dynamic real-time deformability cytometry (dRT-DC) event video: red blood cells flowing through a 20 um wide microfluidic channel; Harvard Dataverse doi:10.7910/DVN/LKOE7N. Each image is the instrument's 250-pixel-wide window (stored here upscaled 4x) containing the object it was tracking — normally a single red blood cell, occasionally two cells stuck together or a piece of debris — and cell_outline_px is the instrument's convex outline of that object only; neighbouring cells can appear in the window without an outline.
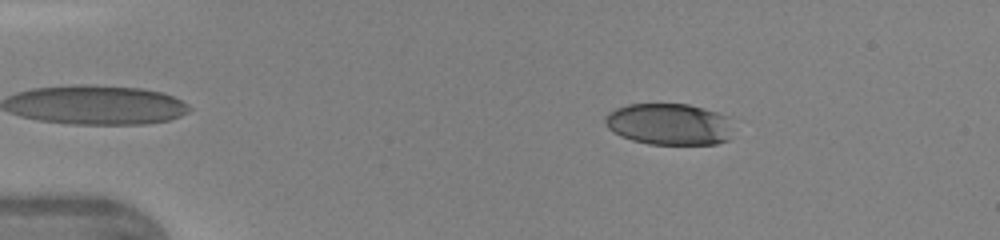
{"species": "human", "species_latin": "Homo sapiens", "temperature_condition": "warm", "stored_images_in_passage": 43, "camera_frame_rate_fps": 3000, "um_per_image_px": 0.085, "donor": {"sex": "female"}, "frame": {"image": 1, "passage_image": 6, "time_ms": 1.667, "image_size_px": [1000, 240], "cell_outline_px": [[728, 140], [716, 144], [648, 144], [632, 140], [620, 136], [612, 132], [604, 124], [604, 116], [608, 112], [616, 108], [628, 104], [688, 104], [704, 108], [728, 116]], "centroid_in_image_um": [56.79, 10.55], "position_along_channel_um": 28.2, "area_um2": 30.98}}
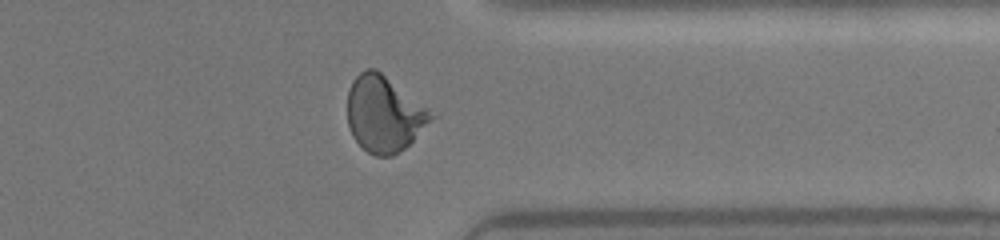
{"frame": {"image": 2, "passage_image": 34, "time_ms": 11.0, "image_size_px": [1000, 240], "cell_outline_px": [[436, 116], [404, 148], [392, 156], [376, 156], [368, 152], [352, 136], [348, 124], [348, 88], [352, 80], [364, 68], [376, 68], [428, 108]], "centroid_in_image_um": [32.62, 9.66], "position_along_channel_um": 378.8, "area_um2": 36.76}}
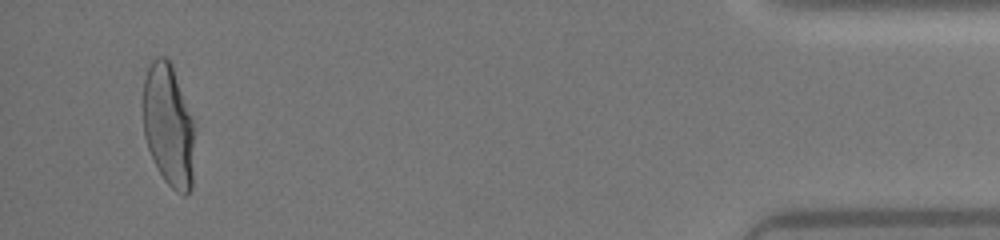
{"frame": {"image": 3, "passage_image": 41, "time_ms": 13.333, "image_size_px": [1000, 240], "cell_outline_px": [[192, 188], [184, 196], [176, 192], [164, 180], [148, 148], [144, 136], [144, 80], [148, 68], [152, 60], [156, 56], [164, 56], [172, 64], [192, 116]], "centroid_in_image_um": [14.31, 10.64], "position_along_channel_um": 420.9, "area_um2": 36.13}}